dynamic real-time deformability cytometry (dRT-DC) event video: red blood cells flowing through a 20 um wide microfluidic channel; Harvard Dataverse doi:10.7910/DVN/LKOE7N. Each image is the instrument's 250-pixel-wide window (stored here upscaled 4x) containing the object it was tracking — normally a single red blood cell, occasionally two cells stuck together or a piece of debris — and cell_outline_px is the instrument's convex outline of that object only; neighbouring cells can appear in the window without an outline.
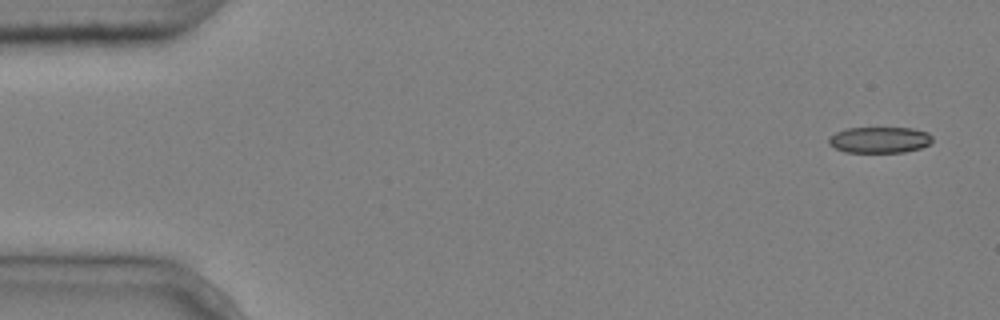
{"species": "common noctule bat (a hibernating species)", "species_latin": "Nyctalus noctula", "temperature_condition": "cold", "stored_images_in_passage": 6, "camera_frame_rate_fps": 3000, "um_per_image_px": 0.085, "animal": {"sex": "male", "body_mass_g": 20.4}, "frame": {"image": 1, "passage_image": 1, "time_ms": 0.0, "image_size_px": [1000, 320], "cell_outline_px": [[932, 140], [928, 144], [920, 148], [904, 152], [844, 152], [828, 144], [828, 136], [836, 132], [848, 128], [912, 128], [928, 132], [932, 136]], "centroid_in_image_um": [74.74, 11.88], "position_along_channel_um": 10.3, "area_um2": 15.78}}
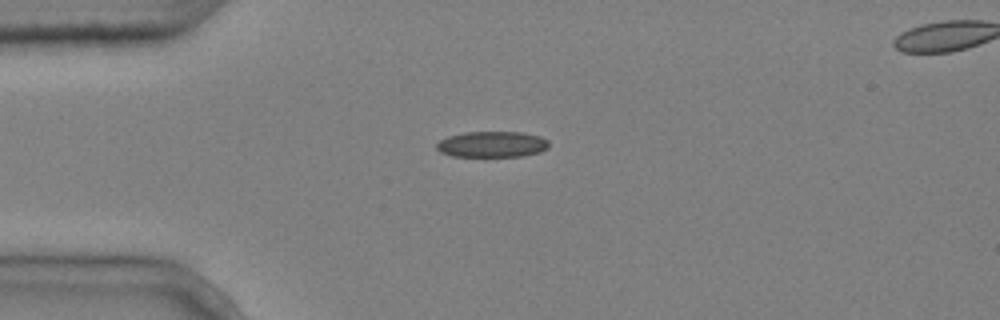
{"frame": {"image": 2, "passage_image": 4, "time_ms": 1.0, "image_size_px": [1000, 320], "cell_outline_px": [[548, 148], [540, 152], [524, 156], [452, 156], [440, 152], [436, 148], [436, 144], [440, 140], [448, 136], [464, 132], [520, 132], [540, 136], [548, 140]], "centroid_in_image_um": [41.82, 12.26], "position_along_channel_um": 43.2, "area_um2": 16.99}}